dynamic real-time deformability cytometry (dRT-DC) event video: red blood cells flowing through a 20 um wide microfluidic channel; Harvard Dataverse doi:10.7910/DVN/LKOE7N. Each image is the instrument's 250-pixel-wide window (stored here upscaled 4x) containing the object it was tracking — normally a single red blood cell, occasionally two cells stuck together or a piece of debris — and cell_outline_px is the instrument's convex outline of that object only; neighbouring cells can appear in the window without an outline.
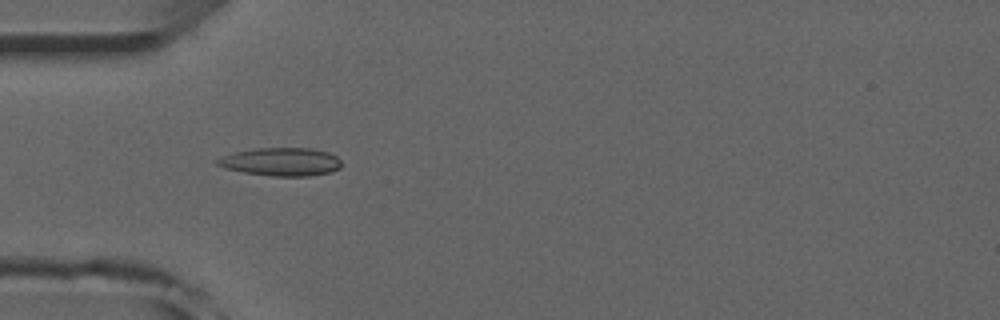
{"species": "common noctule bat (a hibernating species)", "species_latin": "Nyctalus noctula", "temperature_condition": "room temperature", "stored_images_in_passage": 41, "camera_frame_rate_fps": 3000, "um_per_image_px": 0.085, "animal": {"sex": "male", "forearm_length_mm": 52.5}, "frame": {"image": 1, "passage_image": 7, "time_ms": 2.0, "image_size_px": [1000, 320], "cell_outline_px": [[340, 168], [328, 172], [308, 176], [272, 176], [244, 172], [224, 168], [216, 164], [212, 160], [236, 152], [256, 148], [308, 148], [328, 152], [336, 156], [340, 160]], "centroid_in_image_um": [23.86, 13.75], "position_along_channel_um": 61.1, "area_um2": 20.23}}
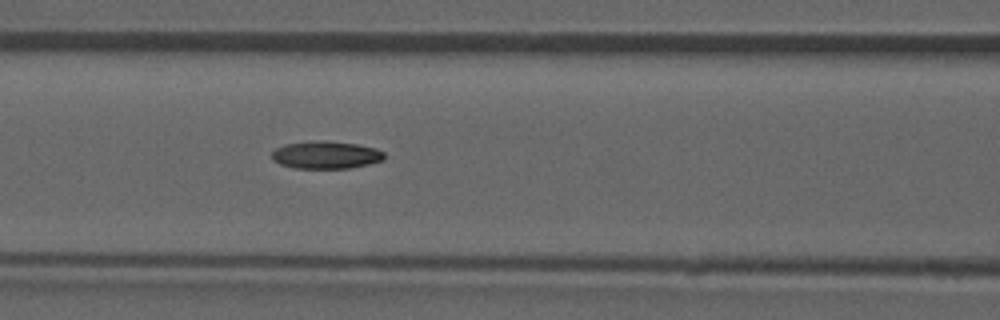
{"frame": {"image": 2, "passage_image": 13, "time_ms": 4.0, "image_size_px": [1000, 320], "cell_outline_px": [[384, 160], [352, 168], [296, 168], [280, 164], [272, 160], [272, 152], [276, 148], [284, 144], [320, 140], [324, 140], [356, 144], [376, 148], [384, 152]], "centroid_in_image_um": [27.71, 13.17], "position_along_channel_um": 138.9, "area_um2": 18.09}, "authors_computed_cell_mechanics": {"area_um2": 17.8602, "velocity_mm_per_s": 3.9716, "shape_relaxation_time_tau1_ms": 11.3809, "shape_relaxation_time_tau2_ms": 1.7921, "deformation_change_tau1": 0.2714, "deformation_change_tau2": 0.0755}}